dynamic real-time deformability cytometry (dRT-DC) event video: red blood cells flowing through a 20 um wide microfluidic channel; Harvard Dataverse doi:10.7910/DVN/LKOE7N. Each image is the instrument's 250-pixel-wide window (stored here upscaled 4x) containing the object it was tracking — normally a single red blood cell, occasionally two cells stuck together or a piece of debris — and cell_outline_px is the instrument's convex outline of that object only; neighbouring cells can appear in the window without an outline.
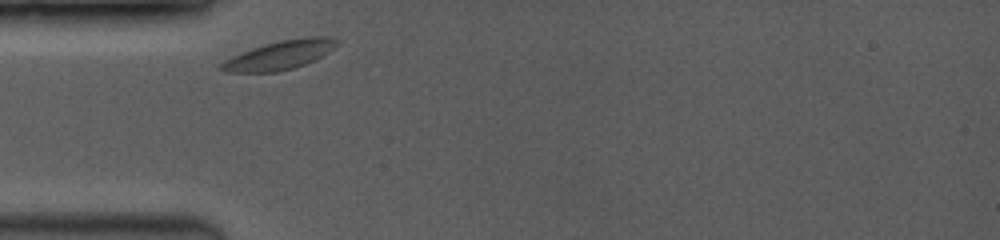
{"species": "common noctule bat (a hibernating species)", "species_latin": "Nyctalus noctula", "temperature_condition": "room temperature", "stored_images_in_passage": 17, "camera_frame_rate_fps": 3500, "um_per_image_px": 0.085, "animal": {"sex": "female", "body_mass_g": 19.0, "forearm_length_mm": 53.3}, "frame": {"image": 1, "passage_image": 1, "time_ms": 0.0, "image_size_px": [1000, 240], "cell_outline_px": [[340, 44], [328, 52], [304, 64], [292, 68], [276, 72], [224, 72], [216, 68], [224, 60], [240, 52], [264, 44], [280, 40], [304, 36], [332, 36], [340, 40]], "centroid_in_image_um": [23.77, 4.66], "position_along_channel_um": 61.2, "area_um2": 19.71}}
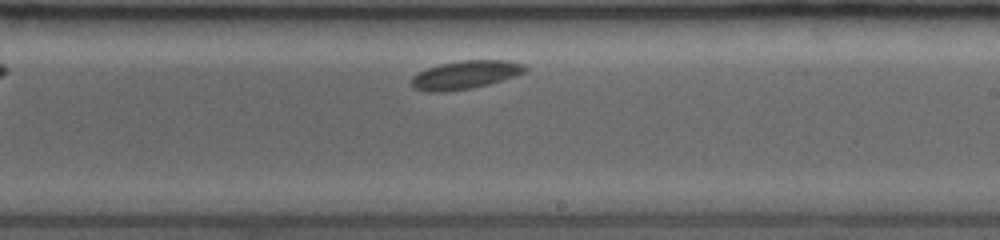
{"frame": {"image": 2, "passage_image": 10, "time_ms": 5.143, "image_size_px": [1000, 240], "cell_outline_px": [[528, 68], [524, 72], [516, 76], [488, 84], [472, 88], [444, 92], [428, 92], [412, 88], [412, 76], [428, 68], [440, 64], [460, 60], [508, 60], [524, 64]], "centroid_in_image_um": [39.56, 6.36], "position_along_channel_um": 249.4, "area_um2": 18.79}}
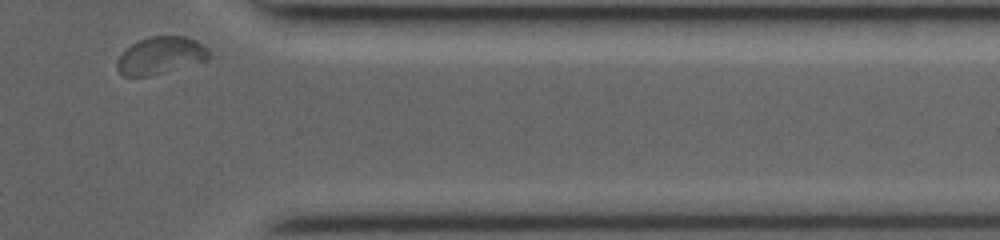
{"frame": {"image": 3, "passage_image": 17, "time_ms": 9.143, "image_size_px": [1000, 240], "cell_outline_px": [[208, 60], [148, 76], [124, 76], [116, 68], [116, 60], [132, 44], [148, 36], [184, 36], [196, 40], [208, 48]], "centroid_in_image_um": [13.64, 4.71], "position_along_channel_um": 397.8, "area_um2": 19.71}}